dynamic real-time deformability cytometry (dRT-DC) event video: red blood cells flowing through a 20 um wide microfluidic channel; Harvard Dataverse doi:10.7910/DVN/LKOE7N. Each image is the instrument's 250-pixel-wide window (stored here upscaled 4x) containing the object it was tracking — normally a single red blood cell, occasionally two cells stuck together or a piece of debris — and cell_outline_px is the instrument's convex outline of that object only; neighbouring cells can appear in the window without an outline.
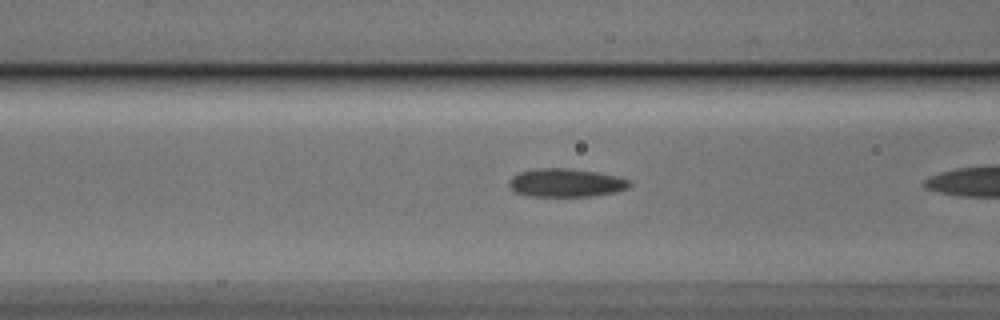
{"species": "Egyptian fruit bat (a non-hibernating species)", "species_latin": "Rousettus aegyptiacus", "temperature_condition": "cold", "stored_images_in_passage": 7, "camera_frame_rate_fps": 3000, "um_per_image_px": 0.085, "animal": {"sex": "male"}, "frame": {"image": 1, "passage_image": 6, "time_ms": 1.667, "image_size_px": [1000, 320], "cell_outline_px": [[632, 184], [628, 188], [616, 192], [592, 196], [528, 196], [516, 192], [508, 188], [508, 180], [512, 176], [520, 172], [532, 168], [568, 168], [596, 172], [616, 176], [628, 180]], "centroid_in_image_um": [48.05, 15.53], "position_along_channel_um": 118.5, "area_um2": 20.06}}